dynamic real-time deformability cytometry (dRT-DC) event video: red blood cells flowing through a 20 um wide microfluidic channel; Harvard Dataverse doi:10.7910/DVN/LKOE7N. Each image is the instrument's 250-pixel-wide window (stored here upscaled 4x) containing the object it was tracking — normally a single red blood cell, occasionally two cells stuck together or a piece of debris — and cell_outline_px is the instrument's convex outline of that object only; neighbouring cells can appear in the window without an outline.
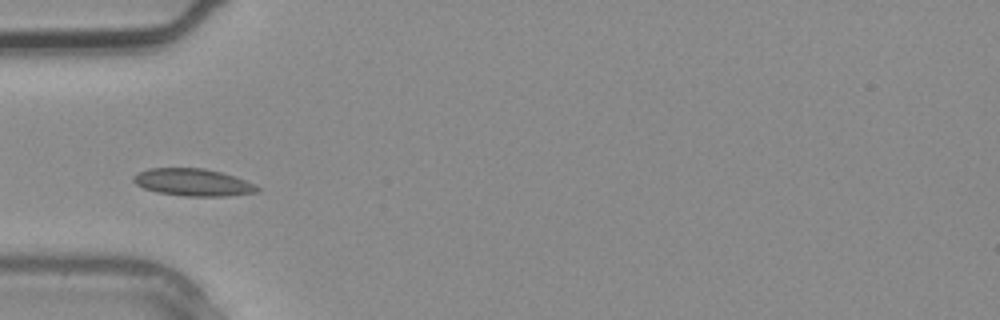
{"species": "common noctule bat (a hibernating species)", "species_latin": "Nyctalus noctula", "temperature_condition": "warm", "stored_images_in_passage": 2, "camera_frame_rate_fps": 3000, "um_per_image_px": 0.085, "animal": {"sex": "male", "body_mass_g": 20.4}, "frame": {"image": 1, "passage_image": 2, "time_ms": 0.333, "image_size_px": [1000, 320], "cell_outline_px": [[260, 188], [256, 192], [228, 196], [184, 196], [156, 192], [144, 188], [136, 184], [132, 180], [132, 176], [136, 172], [148, 168], [204, 168], [236, 176], [256, 184]], "centroid_in_image_um": [16.38, 15.49], "position_along_channel_um": 68.6, "area_um2": 19.88}}